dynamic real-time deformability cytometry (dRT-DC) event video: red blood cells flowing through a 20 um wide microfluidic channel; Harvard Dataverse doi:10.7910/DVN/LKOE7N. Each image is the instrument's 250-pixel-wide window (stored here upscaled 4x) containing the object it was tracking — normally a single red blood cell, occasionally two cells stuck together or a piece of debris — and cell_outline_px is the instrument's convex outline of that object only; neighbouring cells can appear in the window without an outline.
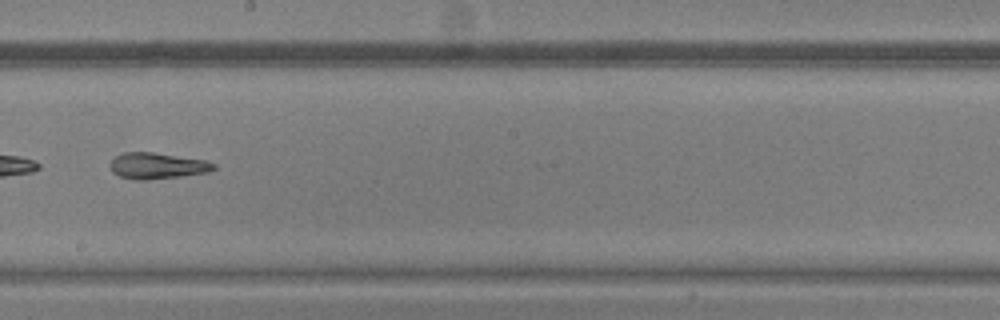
{"species": "common noctule bat (a hibernating species)", "species_latin": "Nyctalus noctula", "temperature_condition": "warm", "stored_images_in_passage": 34, "camera_frame_rate_fps": 3000, "um_per_image_px": 0.085, "animal": {"sex": "male", "body_mass_g": 20.5, "forearm_length_mm": 52.5}, "frame": {"image": 1, "passage_image": 15, "time_ms": 4.667, "image_size_px": [1000, 320], "cell_outline_px": [[216, 168], [208, 172], [180, 176], [148, 180], [132, 180], [120, 176], [112, 172], [112, 160], [116, 156], [124, 152], [152, 152], [208, 160], [216, 164]], "centroid_in_image_um": [13.4, 14.09], "position_along_channel_um": 234.8, "area_um2": 15.78}}